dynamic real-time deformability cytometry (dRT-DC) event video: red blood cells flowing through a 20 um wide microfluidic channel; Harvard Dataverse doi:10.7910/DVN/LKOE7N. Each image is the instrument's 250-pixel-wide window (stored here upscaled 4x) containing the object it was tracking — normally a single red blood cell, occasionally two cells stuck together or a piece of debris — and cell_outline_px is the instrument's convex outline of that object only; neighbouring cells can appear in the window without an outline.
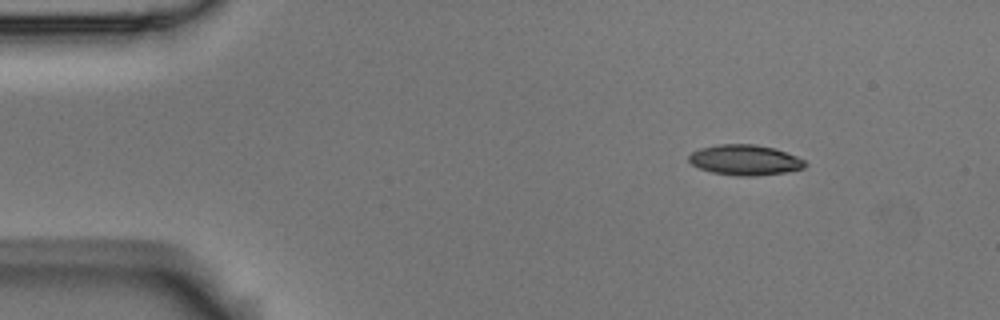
{"species": "Egyptian fruit bat (a non-hibernating species)", "species_latin": "Rousettus aegyptiacus", "temperature_condition": "room temperature", "stored_images_in_passage": 3, "camera_frame_rate_fps": 3000, "um_per_image_px": 0.085, "animal": {"sex": "male"}, "frame": {"image": 1, "passage_image": 1, "time_ms": 0.0, "image_size_px": [1000, 320], "cell_outline_px": [[808, 164], [804, 168], [784, 172], [756, 176], [736, 176], [712, 172], [700, 168], [692, 164], [688, 160], [688, 156], [692, 152], [700, 148], [716, 144], [756, 144], [776, 148], [796, 156], [804, 160]], "centroid_in_image_um": [63.32, 13.59], "position_along_channel_um": 21.7, "area_um2": 20.69}}
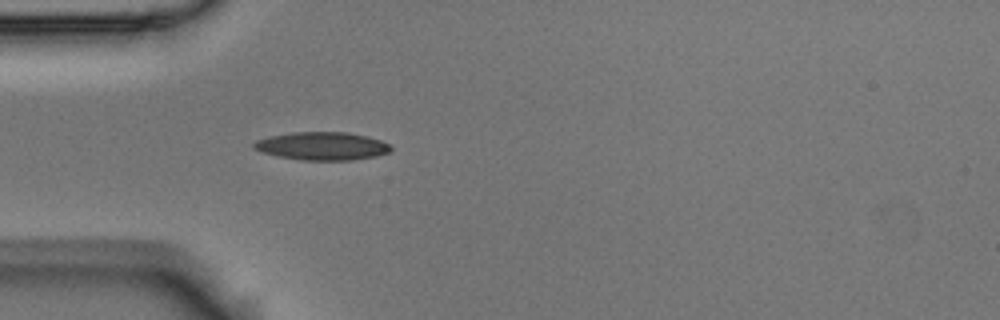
{"frame": {"image": 2, "passage_image": 3, "time_ms": 0.667, "image_size_px": [1000, 320], "cell_outline_px": [[392, 148], [388, 152], [376, 156], [352, 160], [300, 160], [276, 156], [252, 148], [252, 144], [256, 140], [268, 136], [292, 132], [348, 132], [368, 136], [380, 140], [388, 144]], "centroid_in_image_um": [27.35, 12.41], "position_along_channel_um": 57.7, "area_um2": 22.48}}